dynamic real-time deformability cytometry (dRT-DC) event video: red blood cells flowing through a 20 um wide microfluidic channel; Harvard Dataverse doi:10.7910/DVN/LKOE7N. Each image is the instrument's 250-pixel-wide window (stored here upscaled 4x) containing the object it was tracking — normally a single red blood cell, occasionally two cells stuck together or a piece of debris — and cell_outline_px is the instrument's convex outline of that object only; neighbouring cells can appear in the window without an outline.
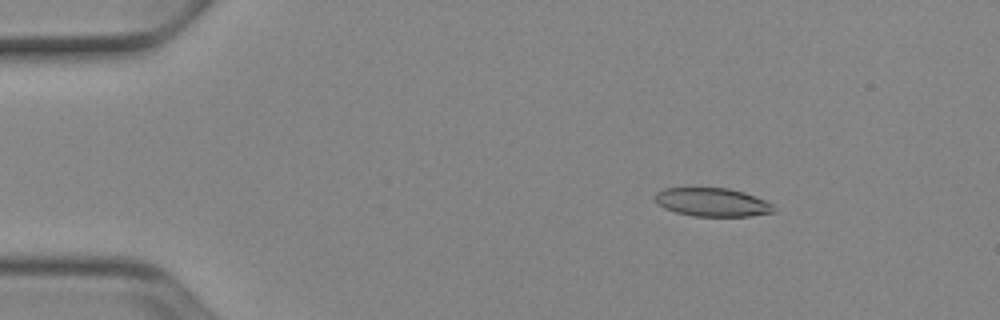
{"species": "Egyptian fruit bat (a non-hibernating species)", "species_latin": "Rousettus aegyptiacus", "temperature_condition": "cold", "stored_images_in_passage": 52, "camera_frame_rate_fps": 3000, "um_per_image_px": 0.085, "animal": {"sex": "female"}, "frame": {"image": 1, "passage_image": 8, "time_ms": 2.333, "image_size_px": [1000, 320], "cell_outline_px": [[776, 212], [752, 216], [692, 216], [676, 212], [664, 208], [656, 204], [656, 192], [664, 188], [728, 188], [744, 192], [764, 200], [772, 204]], "centroid_in_image_um": [60.54, 17.19], "position_along_channel_um": 24.5, "area_um2": 19.71}}
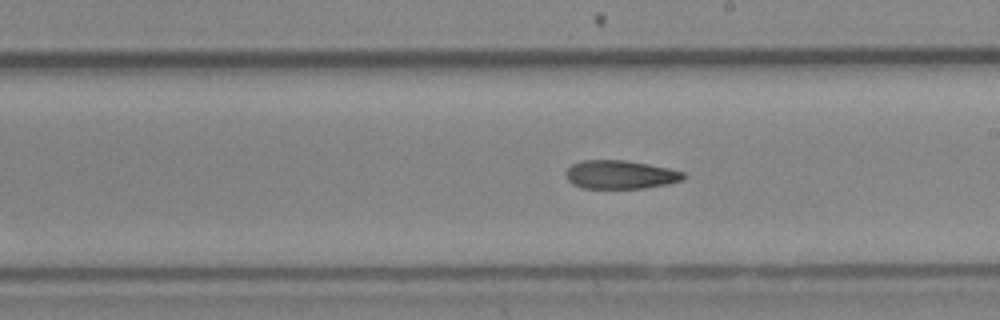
{"frame": {"image": 2, "passage_image": 30, "time_ms": 9.667, "image_size_px": [1000, 320], "cell_outline_px": [[688, 176], [684, 180], [668, 184], [644, 188], [580, 188], [572, 184], [564, 176], [564, 172], [572, 164], [580, 160], [624, 160], [648, 164], [668, 168], [684, 172]], "centroid_in_image_um": [52.72, 14.84], "position_along_channel_um": 236.3, "area_um2": 19.83}}
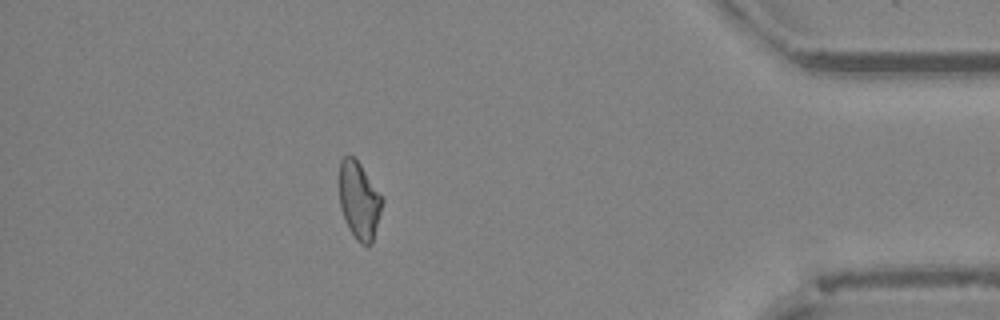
{"frame": {"image": 3, "passage_image": 46, "time_ms": 15.0, "image_size_px": [1000, 320], "cell_outline_px": [[384, 200], [372, 244], [368, 248], [360, 244], [356, 240], [348, 228], [340, 208], [340, 160], [344, 156], [352, 156], [360, 164]], "centroid_in_image_um": [30.53, 17.11], "position_along_channel_um": 404.7, "area_um2": 19.31}, "authors_computed_cell_mechanics": {"area_um2": 20.23, "velocity_mm_per_s": 3.9405, "shape_relaxation_time_tau1_ms": 8.7197, "shape_relaxation_time_tau2_ms": 4.5916, "deformation_change_tau1": 0.1984, "deformation_change_tau2": 0.1305}}